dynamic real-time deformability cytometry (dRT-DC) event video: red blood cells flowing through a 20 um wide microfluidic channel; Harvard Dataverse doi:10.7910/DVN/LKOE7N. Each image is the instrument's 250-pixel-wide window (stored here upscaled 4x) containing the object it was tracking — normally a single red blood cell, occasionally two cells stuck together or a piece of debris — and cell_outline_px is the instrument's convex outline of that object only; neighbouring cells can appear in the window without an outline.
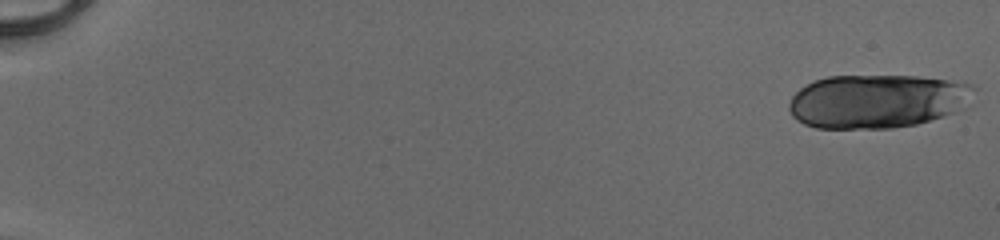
{"species": "human", "species_latin": "Homo sapiens", "temperature_condition": "cold", "stored_images_in_passage": 21, "camera_frame_rate_fps": 3000, "um_per_image_px": 0.085, "donor": {"sex": "male"}, "frame": {"image": 1, "passage_image": 1, "time_ms": 0.0, "image_size_px": [1000, 240], "cell_outline_px": [[980, 88], [964, 108], [956, 112], [944, 116], [916, 124], [892, 128], [816, 128], [804, 124], [796, 120], [792, 116], [788, 108], [788, 104], [792, 96], [800, 88], [816, 80], [828, 76], [916, 76], [964, 80], [976, 84]], "centroid_in_image_um": [74.66, 8.58], "position_along_channel_um": 10.3, "area_um2": 58.96}}
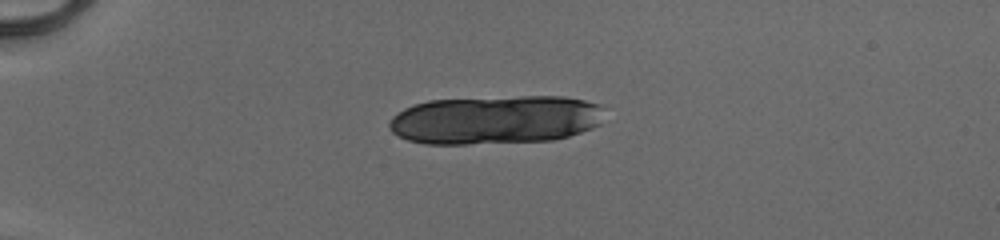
{"frame": {"image": 2, "passage_image": 14, "time_ms": 4.333, "image_size_px": [1000, 240], "cell_outline_px": [[604, 108], [600, 124], [592, 128], [568, 136], [552, 140], [468, 144], [424, 144], [408, 140], [392, 132], [388, 128], [388, 124], [392, 116], [404, 108], [428, 100], [520, 96], [564, 96], [584, 100], [600, 104]], "centroid_in_image_um": [42.1, 10.17], "position_along_channel_um": 42.9, "area_um2": 61.44}}